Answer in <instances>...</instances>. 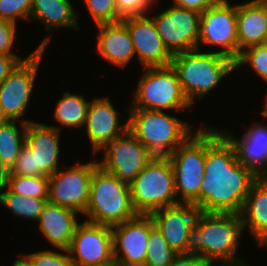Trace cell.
<instances>
[{"label":"cell","instance_id":"cell-1","mask_svg":"<svg viewBox=\"0 0 267 266\" xmlns=\"http://www.w3.org/2000/svg\"><path fill=\"white\" fill-rule=\"evenodd\" d=\"M218 130L205 125L200 211L240 214L251 186L259 177L237 161L232 144Z\"/></svg>","mask_w":267,"mask_h":266},{"label":"cell","instance_id":"cell-2","mask_svg":"<svg viewBox=\"0 0 267 266\" xmlns=\"http://www.w3.org/2000/svg\"><path fill=\"white\" fill-rule=\"evenodd\" d=\"M242 231L240 214L199 211L191 252L205 259L211 266L245 262L236 255Z\"/></svg>","mask_w":267,"mask_h":266},{"label":"cell","instance_id":"cell-3","mask_svg":"<svg viewBox=\"0 0 267 266\" xmlns=\"http://www.w3.org/2000/svg\"><path fill=\"white\" fill-rule=\"evenodd\" d=\"M171 65L191 105L196 98L205 97L221 79L236 70L231 58L219 52H201L200 49L173 55Z\"/></svg>","mask_w":267,"mask_h":266},{"label":"cell","instance_id":"cell-4","mask_svg":"<svg viewBox=\"0 0 267 266\" xmlns=\"http://www.w3.org/2000/svg\"><path fill=\"white\" fill-rule=\"evenodd\" d=\"M128 130L154 155L168 157L192 134V126L164 111L129 109Z\"/></svg>","mask_w":267,"mask_h":266},{"label":"cell","instance_id":"cell-5","mask_svg":"<svg viewBox=\"0 0 267 266\" xmlns=\"http://www.w3.org/2000/svg\"><path fill=\"white\" fill-rule=\"evenodd\" d=\"M86 221L115 226L134 218L129 184L120 181L100 166L93 170Z\"/></svg>","mask_w":267,"mask_h":266},{"label":"cell","instance_id":"cell-6","mask_svg":"<svg viewBox=\"0 0 267 266\" xmlns=\"http://www.w3.org/2000/svg\"><path fill=\"white\" fill-rule=\"evenodd\" d=\"M131 202L137 214L152 212L178 204L174 171L168 157L154 156L129 184Z\"/></svg>","mask_w":267,"mask_h":266},{"label":"cell","instance_id":"cell-7","mask_svg":"<svg viewBox=\"0 0 267 266\" xmlns=\"http://www.w3.org/2000/svg\"><path fill=\"white\" fill-rule=\"evenodd\" d=\"M194 132L168 158L174 171L177 201L193 204L200 211V188L205 175V126Z\"/></svg>","mask_w":267,"mask_h":266},{"label":"cell","instance_id":"cell-8","mask_svg":"<svg viewBox=\"0 0 267 266\" xmlns=\"http://www.w3.org/2000/svg\"><path fill=\"white\" fill-rule=\"evenodd\" d=\"M143 69L145 72L134 92L133 106L128 109L181 111L191 108L172 65Z\"/></svg>","mask_w":267,"mask_h":266},{"label":"cell","instance_id":"cell-9","mask_svg":"<svg viewBox=\"0 0 267 266\" xmlns=\"http://www.w3.org/2000/svg\"><path fill=\"white\" fill-rule=\"evenodd\" d=\"M39 46L20 62L0 84V108L6 120H18L29 106L34 82L51 35L45 37Z\"/></svg>","mask_w":267,"mask_h":266},{"label":"cell","instance_id":"cell-10","mask_svg":"<svg viewBox=\"0 0 267 266\" xmlns=\"http://www.w3.org/2000/svg\"><path fill=\"white\" fill-rule=\"evenodd\" d=\"M100 150L104 152V160H96L97 165L127 184H130L154 157L129 130L107 141L96 153Z\"/></svg>","mask_w":267,"mask_h":266},{"label":"cell","instance_id":"cell-11","mask_svg":"<svg viewBox=\"0 0 267 266\" xmlns=\"http://www.w3.org/2000/svg\"><path fill=\"white\" fill-rule=\"evenodd\" d=\"M97 166L96 161L91 160L50 175L48 202L84 215L89 202L91 177Z\"/></svg>","mask_w":267,"mask_h":266},{"label":"cell","instance_id":"cell-12","mask_svg":"<svg viewBox=\"0 0 267 266\" xmlns=\"http://www.w3.org/2000/svg\"><path fill=\"white\" fill-rule=\"evenodd\" d=\"M201 41V42H200ZM221 47L216 52L238 59L237 4L218 0L212 7L201 13L199 21V44Z\"/></svg>","mask_w":267,"mask_h":266},{"label":"cell","instance_id":"cell-13","mask_svg":"<svg viewBox=\"0 0 267 266\" xmlns=\"http://www.w3.org/2000/svg\"><path fill=\"white\" fill-rule=\"evenodd\" d=\"M200 17L198 11L172 5L151 18L166 49L173 56L199 49Z\"/></svg>","mask_w":267,"mask_h":266},{"label":"cell","instance_id":"cell-14","mask_svg":"<svg viewBox=\"0 0 267 266\" xmlns=\"http://www.w3.org/2000/svg\"><path fill=\"white\" fill-rule=\"evenodd\" d=\"M73 266H96L114 261L110 226L81 222L67 249Z\"/></svg>","mask_w":267,"mask_h":266},{"label":"cell","instance_id":"cell-15","mask_svg":"<svg viewBox=\"0 0 267 266\" xmlns=\"http://www.w3.org/2000/svg\"><path fill=\"white\" fill-rule=\"evenodd\" d=\"M154 226L151 216L142 214L112 226L114 261L119 266H144L149 232Z\"/></svg>","mask_w":267,"mask_h":266},{"label":"cell","instance_id":"cell-16","mask_svg":"<svg viewBox=\"0 0 267 266\" xmlns=\"http://www.w3.org/2000/svg\"><path fill=\"white\" fill-rule=\"evenodd\" d=\"M198 213L199 209L193 204L178 203L158 209L150 216L154 225L175 252L190 253Z\"/></svg>","mask_w":267,"mask_h":266},{"label":"cell","instance_id":"cell-17","mask_svg":"<svg viewBox=\"0 0 267 266\" xmlns=\"http://www.w3.org/2000/svg\"><path fill=\"white\" fill-rule=\"evenodd\" d=\"M130 31L141 67H164L171 65L172 55L166 49L157 32L154 20L145 15L124 17L121 20Z\"/></svg>","mask_w":267,"mask_h":266},{"label":"cell","instance_id":"cell-18","mask_svg":"<svg viewBox=\"0 0 267 266\" xmlns=\"http://www.w3.org/2000/svg\"><path fill=\"white\" fill-rule=\"evenodd\" d=\"M60 132L59 125L27 124L25 143L34 154L36 176H50L59 170Z\"/></svg>","mask_w":267,"mask_h":266},{"label":"cell","instance_id":"cell-19","mask_svg":"<svg viewBox=\"0 0 267 266\" xmlns=\"http://www.w3.org/2000/svg\"><path fill=\"white\" fill-rule=\"evenodd\" d=\"M118 113L109 97L94 98L88 107L84 126L92 146L93 155L110 139L123 135L128 130V121L119 123Z\"/></svg>","mask_w":267,"mask_h":266},{"label":"cell","instance_id":"cell-20","mask_svg":"<svg viewBox=\"0 0 267 266\" xmlns=\"http://www.w3.org/2000/svg\"><path fill=\"white\" fill-rule=\"evenodd\" d=\"M251 124L240 140L228 131H219L232 144L237 161L260 177L267 170V124Z\"/></svg>","mask_w":267,"mask_h":266},{"label":"cell","instance_id":"cell-21","mask_svg":"<svg viewBox=\"0 0 267 266\" xmlns=\"http://www.w3.org/2000/svg\"><path fill=\"white\" fill-rule=\"evenodd\" d=\"M96 26L99 30L97 53L111 64L123 68L127 66L136 55L127 26L122 21Z\"/></svg>","mask_w":267,"mask_h":266},{"label":"cell","instance_id":"cell-22","mask_svg":"<svg viewBox=\"0 0 267 266\" xmlns=\"http://www.w3.org/2000/svg\"><path fill=\"white\" fill-rule=\"evenodd\" d=\"M79 213L47 201L38 223L46 240L57 249L67 250L74 236Z\"/></svg>","mask_w":267,"mask_h":266},{"label":"cell","instance_id":"cell-23","mask_svg":"<svg viewBox=\"0 0 267 266\" xmlns=\"http://www.w3.org/2000/svg\"><path fill=\"white\" fill-rule=\"evenodd\" d=\"M238 57L245 49L265 44L267 39V7L251 0L237 4Z\"/></svg>","mask_w":267,"mask_h":266},{"label":"cell","instance_id":"cell-24","mask_svg":"<svg viewBox=\"0 0 267 266\" xmlns=\"http://www.w3.org/2000/svg\"><path fill=\"white\" fill-rule=\"evenodd\" d=\"M30 17L41 21L48 32L63 27L79 30L78 15L69 0H33Z\"/></svg>","mask_w":267,"mask_h":266},{"label":"cell","instance_id":"cell-25","mask_svg":"<svg viewBox=\"0 0 267 266\" xmlns=\"http://www.w3.org/2000/svg\"><path fill=\"white\" fill-rule=\"evenodd\" d=\"M240 216L243 231L247 227L255 240L267 230V184L261 178L251 186Z\"/></svg>","mask_w":267,"mask_h":266},{"label":"cell","instance_id":"cell-26","mask_svg":"<svg viewBox=\"0 0 267 266\" xmlns=\"http://www.w3.org/2000/svg\"><path fill=\"white\" fill-rule=\"evenodd\" d=\"M16 122L17 120H6L0 124V177L14 166L25 144L27 124L33 121L21 120V130Z\"/></svg>","mask_w":267,"mask_h":266},{"label":"cell","instance_id":"cell-27","mask_svg":"<svg viewBox=\"0 0 267 266\" xmlns=\"http://www.w3.org/2000/svg\"><path fill=\"white\" fill-rule=\"evenodd\" d=\"M62 96L54 111L55 121L69 128L84 127L90 102L86 101L83 95L69 91L64 92Z\"/></svg>","mask_w":267,"mask_h":266},{"label":"cell","instance_id":"cell-28","mask_svg":"<svg viewBox=\"0 0 267 266\" xmlns=\"http://www.w3.org/2000/svg\"><path fill=\"white\" fill-rule=\"evenodd\" d=\"M5 189V190H4ZM0 203L8 210L10 209L15 216H20L38 221L40 213L47 203L48 199H38L33 197H22L19 194L13 193L0 180Z\"/></svg>","mask_w":267,"mask_h":266},{"label":"cell","instance_id":"cell-29","mask_svg":"<svg viewBox=\"0 0 267 266\" xmlns=\"http://www.w3.org/2000/svg\"><path fill=\"white\" fill-rule=\"evenodd\" d=\"M0 180L13 192L22 197L48 199L49 176H22L3 174Z\"/></svg>","mask_w":267,"mask_h":266},{"label":"cell","instance_id":"cell-30","mask_svg":"<svg viewBox=\"0 0 267 266\" xmlns=\"http://www.w3.org/2000/svg\"><path fill=\"white\" fill-rule=\"evenodd\" d=\"M177 254L154 226L149 232L144 266H168Z\"/></svg>","mask_w":267,"mask_h":266},{"label":"cell","instance_id":"cell-31","mask_svg":"<svg viewBox=\"0 0 267 266\" xmlns=\"http://www.w3.org/2000/svg\"><path fill=\"white\" fill-rule=\"evenodd\" d=\"M249 65L267 83V45L260 44L242 51L235 61V69Z\"/></svg>","mask_w":267,"mask_h":266},{"label":"cell","instance_id":"cell-32","mask_svg":"<svg viewBox=\"0 0 267 266\" xmlns=\"http://www.w3.org/2000/svg\"><path fill=\"white\" fill-rule=\"evenodd\" d=\"M96 25L117 23L123 18L118 14L115 0H84Z\"/></svg>","mask_w":267,"mask_h":266},{"label":"cell","instance_id":"cell-33","mask_svg":"<svg viewBox=\"0 0 267 266\" xmlns=\"http://www.w3.org/2000/svg\"><path fill=\"white\" fill-rule=\"evenodd\" d=\"M43 250L24 254V256L32 263L33 266H73L72 260L67 250L59 249V251ZM66 253L63 254V253Z\"/></svg>","mask_w":267,"mask_h":266},{"label":"cell","instance_id":"cell-34","mask_svg":"<svg viewBox=\"0 0 267 266\" xmlns=\"http://www.w3.org/2000/svg\"><path fill=\"white\" fill-rule=\"evenodd\" d=\"M33 0H0V19L16 23L17 18L30 19Z\"/></svg>","mask_w":267,"mask_h":266},{"label":"cell","instance_id":"cell-35","mask_svg":"<svg viewBox=\"0 0 267 266\" xmlns=\"http://www.w3.org/2000/svg\"><path fill=\"white\" fill-rule=\"evenodd\" d=\"M156 0H115L118 14L128 16L145 15L150 12Z\"/></svg>","mask_w":267,"mask_h":266},{"label":"cell","instance_id":"cell-36","mask_svg":"<svg viewBox=\"0 0 267 266\" xmlns=\"http://www.w3.org/2000/svg\"><path fill=\"white\" fill-rule=\"evenodd\" d=\"M4 174H16L22 176H36L34 154L25 143L20 151L14 166Z\"/></svg>","mask_w":267,"mask_h":266},{"label":"cell","instance_id":"cell-37","mask_svg":"<svg viewBox=\"0 0 267 266\" xmlns=\"http://www.w3.org/2000/svg\"><path fill=\"white\" fill-rule=\"evenodd\" d=\"M17 23L0 19V54L15 55L12 52L16 38Z\"/></svg>","mask_w":267,"mask_h":266},{"label":"cell","instance_id":"cell-38","mask_svg":"<svg viewBox=\"0 0 267 266\" xmlns=\"http://www.w3.org/2000/svg\"><path fill=\"white\" fill-rule=\"evenodd\" d=\"M168 266H211L205 259L194 253H178Z\"/></svg>","mask_w":267,"mask_h":266},{"label":"cell","instance_id":"cell-39","mask_svg":"<svg viewBox=\"0 0 267 266\" xmlns=\"http://www.w3.org/2000/svg\"><path fill=\"white\" fill-rule=\"evenodd\" d=\"M29 56L21 58L17 55L0 54V84L15 69V67Z\"/></svg>","mask_w":267,"mask_h":266},{"label":"cell","instance_id":"cell-40","mask_svg":"<svg viewBox=\"0 0 267 266\" xmlns=\"http://www.w3.org/2000/svg\"><path fill=\"white\" fill-rule=\"evenodd\" d=\"M217 1L218 0H174L173 5L203 13L207 8L212 7Z\"/></svg>","mask_w":267,"mask_h":266},{"label":"cell","instance_id":"cell-41","mask_svg":"<svg viewBox=\"0 0 267 266\" xmlns=\"http://www.w3.org/2000/svg\"><path fill=\"white\" fill-rule=\"evenodd\" d=\"M20 258L13 261L12 266H33L32 263L24 256L19 255Z\"/></svg>","mask_w":267,"mask_h":266},{"label":"cell","instance_id":"cell-42","mask_svg":"<svg viewBox=\"0 0 267 266\" xmlns=\"http://www.w3.org/2000/svg\"><path fill=\"white\" fill-rule=\"evenodd\" d=\"M259 246L267 248V230L256 240Z\"/></svg>","mask_w":267,"mask_h":266},{"label":"cell","instance_id":"cell-43","mask_svg":"<svg viewBox=\"0 0 267 266\" xmlns=\"http://www.w3.org/2000/svg\"><path fill=\"white\" fill-rule=\"evenodd\" d=\"M264 110L261 112V115L264 116V118H267V93H266V98H265V102H264Z\"/></svg>","mask_w":267,"mask_h":266},{"label":"cell","instance_id":"cell-44","mask_svg":"<svg viewBox=\"0 0 267 266\" xmlns=\"http://www.w3.org/2000/svg\"><path fill=\"white\" fill-rule=\"evenodd\" d=\"M251 1L258 4V5L267 7V0H251Z\"/></svg>","mask_w":267,"mask_h":266},{"label":"cell","instance_id":"cell-45","mask_svg":"<svg viewBox=\"0 0 267 266\" xmlns=\"http://www.w3.org/2000/svg\"><path fill=\"white\" fill-rule=\"evenodd\" d=\"M217 266H249L246 262L238 263V264H227V265H217Z\"/></svg>","mask_w":267,"mask_h":266},{"label":"cell","instance_id":"cell-46","mask_svg":"<svg viewBox=\"0 0 267 266\" xmlns=\"http://www.w3.org/2000/svg\"><path fill=\"white\" fill-rule=\"evenodd\" d=\"M96 266H119L115 261H112L110 263H105L101 265H96Z\"/></svg>","mask_w":267,"mask_h":266},{"label":"cell","instance_id":"cell-47","mask_svg":"<svg viewBox=\"0 0 267 266\" xmlns=\"http://www.w3.org/2000/svg\"><path fill=\"white\" fill-rule=\"evenodd\" d=\"M259 178L267 184V170Z\"/></svg>","mask_w":267,"mask_h":266},{"label":"cell","instance_id":"cell-48","mask_svg":"<svg viewBox=\"0 0 267 266\" xmlns=\"http://www.w3.org/2000/svg\"><path fill=\"white\" fill-rule=\"evenodd\" d=\"M4 121H6V119L4 118L1 108H0V124L3 123Z\"/></svg>","mask_w":267,"mask_h":266}]
</instances>
